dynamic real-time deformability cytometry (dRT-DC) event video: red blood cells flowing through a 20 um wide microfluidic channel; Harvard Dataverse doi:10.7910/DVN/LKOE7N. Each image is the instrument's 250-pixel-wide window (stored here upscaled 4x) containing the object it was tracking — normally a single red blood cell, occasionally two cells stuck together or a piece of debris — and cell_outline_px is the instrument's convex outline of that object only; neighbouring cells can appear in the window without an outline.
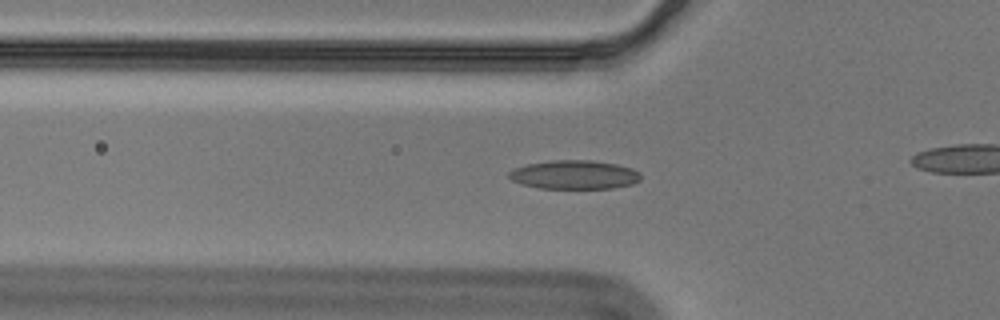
{"species": "Egyptian fruit bat (a non-hibernating species)", "species_latin": "Rousettus aegyptiacus", "temperature_condition": "cold", "stored_images_in_passage": 30, "camera_frame_rate_fps": 3000, "um_per_image_px": 0.085, "animal": {"sex": "male"}, "frame": {"image": 1, "passage_image": 3, "time_ms": 0.667, "image_size_px": [1000, 320], "cell_outline_px": [[640, 180], [632, 184], [612, 188], [540, 188], [524, 184], [512, 180], [508, 176], [508, 172], [512, 168], [528, 164], [552, 160], [592, 160], [616, 164], [632, 168], [640, 172]], "centroid_in_image_um": [48.82, 14.84], "position_along_channel_um": 77.0, "area_um2": 22.08}}
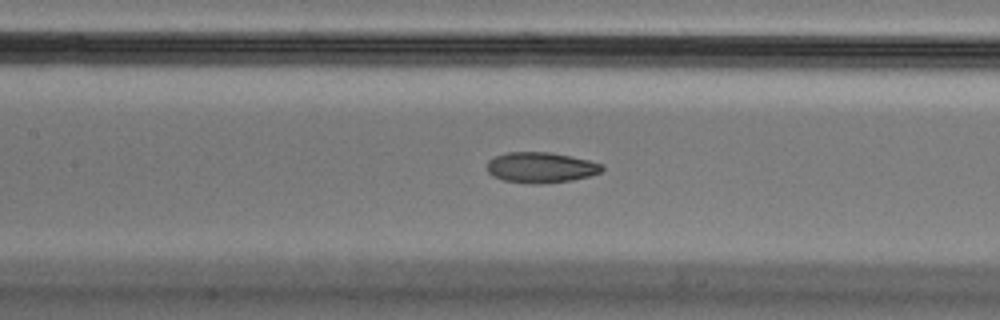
{"frame": {"image": 2, "passage_image": 10, "time_ms": 3.0, "image_size_px": [1000, 320], "cell_outline_px": [[604, 168], [600, 172], [588, 176], [572, 180], [540, 184], [504, 180], [492, 176], [488, 172], [488, 160], [496, 156], [508, 152], [552, 152], [588, 160], [604, 164]], "centroid_in_image_um": [45.99, 14.23], "position_along_channel_um": 161.4, "area_um2": 20.35}}
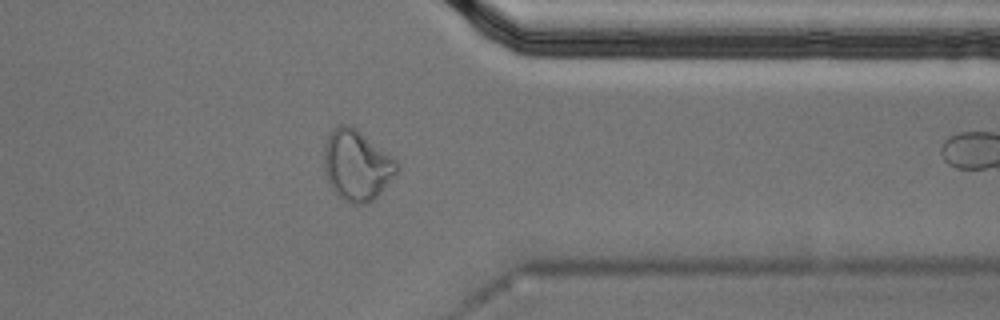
{"frame": {"image": 3, "passage_image": 29, "time_ms": 9.333, "image_size_px": [1000, 320], "cell_outline_px": [[400, 168], [396, 176], [368, 204], [352, 204], [344, 200], [332, 188], [328, 180], [324, 168], [324, 144], [332, 128], [340, 124], [348, 124], [356, 128], [392, 156], [400, 164]], "centroid_in_image_um": [30.34, 14.03], "position_along_channel_um": 381.1, "area_um2": 30.06}}